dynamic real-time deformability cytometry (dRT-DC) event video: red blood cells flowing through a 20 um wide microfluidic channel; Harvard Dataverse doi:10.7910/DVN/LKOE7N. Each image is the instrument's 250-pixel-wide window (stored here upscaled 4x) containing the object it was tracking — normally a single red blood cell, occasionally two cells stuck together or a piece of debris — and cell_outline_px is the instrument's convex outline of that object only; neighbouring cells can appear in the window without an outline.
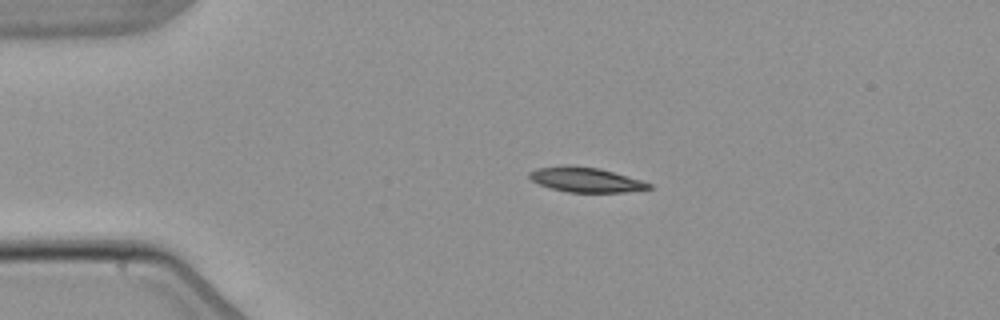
{"species": "common noctule bat (a hibernating species)", "species_latin": "Nyctalus noctula", "temperature_condition": "warm", "stored_images_in_passage": 4, "camera_frame_rate_fps": 3000, "um_per_image_px": 0.085, "animal": {"sex": "male", "body_mass_g": 21.5, "forearm_length_mm": 52.0}, "frame": {"image": 1, "passage_image": 3, "time_ms": 2.667, "image_size_px": [1000, 320], "cell_outline_px": [[652, 188], [624, 192], [568, 192], [552, 188], [540, 184], [532, 180], [528, 176], [528, 172], [536, 168], [568, 164], [572, 164], [600, 168], [640, 180], [652, 184]], "centroid_in_image_um": [49.75, 15.25], "position_along_channel_um": 35.2, "area_um2": 17.28}}